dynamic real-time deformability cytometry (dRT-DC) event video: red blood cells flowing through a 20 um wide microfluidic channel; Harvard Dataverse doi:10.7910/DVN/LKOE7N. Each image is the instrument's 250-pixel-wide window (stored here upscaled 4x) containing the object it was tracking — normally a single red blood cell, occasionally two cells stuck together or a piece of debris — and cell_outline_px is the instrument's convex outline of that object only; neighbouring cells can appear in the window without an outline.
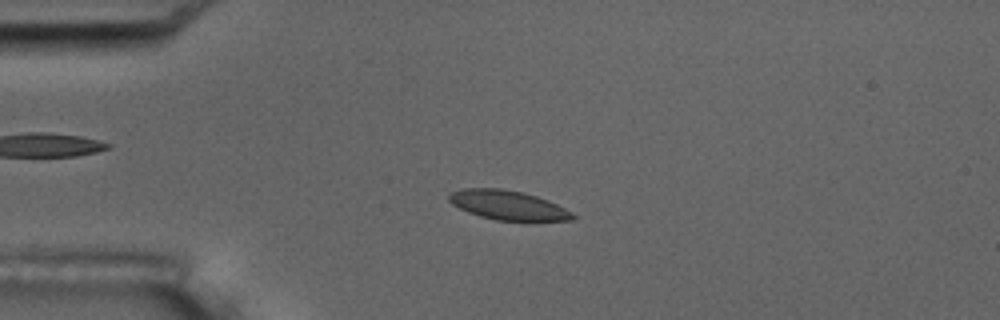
{"species": "common noctule bat (a hibernating species)", "species_latin": "Nyctalus noctula", "temperature_condition": "room temperature", "stored_images_in_passage": 4, "camera_frame_rate_fps": 3000, "um_per_image_px": 0.085, "animal": {"sex": "male", "body_mass_g": 17.5, "forearm_length_mm": 52.3}, "frame": {"image": 1, "passage_image": 3, "time_ms": 2.333, "image_size_px": [1000, 320], "cell_outline_px": [[576, 216], [572, 220], [496, 220], [480, 216], [468, 212], [452, 204], [448, 200], [448, 196], [452, 192], [460, 188], [500, 188], [524, 192], [548, 200], [572, 212]], "centroid_in_image_um": [43.15, 17.42], "position_along_channel_um": 41.9, "area_um2": 20.98}}